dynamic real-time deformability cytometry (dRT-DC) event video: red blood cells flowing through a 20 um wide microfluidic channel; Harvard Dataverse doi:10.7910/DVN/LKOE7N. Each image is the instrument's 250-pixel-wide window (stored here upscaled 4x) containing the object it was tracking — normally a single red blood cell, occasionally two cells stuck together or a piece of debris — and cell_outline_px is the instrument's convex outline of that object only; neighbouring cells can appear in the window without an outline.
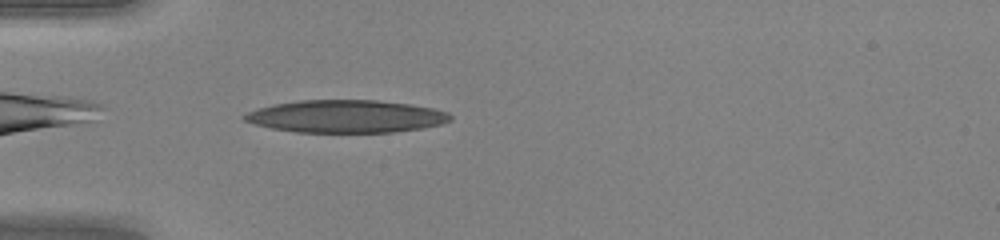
{"species": "human", "species_latin": "Homo sapiens", "temperature_condition": "warm", "stored_images_in_passage": 36, "camera_frame_rate_fps": 3000, "um_per_image_px": 0.085, "donor": {"sex": "female"}, "frame": {"image": 1, "passage_image": 2, "time_ms": 0.333, "image_size_px": [1000, 240], "cell_outline_px": [[452, 120], [440, 124], [424, 128], [392, 132], [296, 132], [272, 128], [256, 124], [244, 120], [240, 116], [256, 108], [272, 104], [300, 100], [376, 100], [408, 104], [432, 108], [448, 112], [452, 116]], "centroid_in_image_um": [29.4, 9.89], "position_along_channel_um": 55.6, "area_um2": 39.13}}
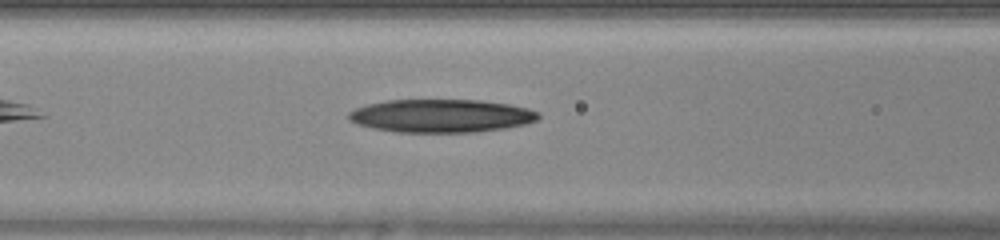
{"frame": {"image": 2, "passage_image": 8, "time_ms": 2.333, "image_size_px": [1000, 240], "cell_outline_px": [[540, 116], [536, 120], [524, 124], [504, 128], [476, 132], [396, 132], [372, 128], [348, 120], [348, 112], [356, 108], [368, 104], [384, 100], [480, 100], [508, 104], [528, 108], [540, 112]], "centroid_in_image_um": [37.49, 9.84], "position_along_channel_um": 129.1, "area_um2": 36.65}}
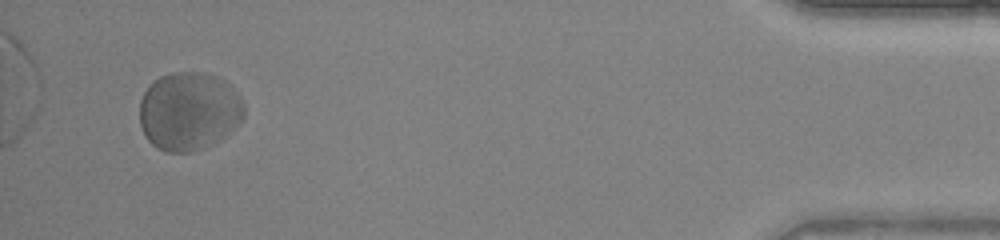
{"frame": {"image": 3, "passage_image": 34, "time_ms": 11.0, "image_size_px": [1000, 240], "cell_outline_px": [[244, 116], [240, 124], [220, 140], [204, 148], [192, 152], [164, 152], [156, 148], [144, 136], [140, 124], [140, 100], [148, 84], [152, 80], [160, 76], [172, 72], [208, 72], [224, 80], [236, 92], [244, 104]], "centroid_in_image_um": [16.05, 9.45], "position_along_channel_um": 419.2, "area_um2": 48.44}, "authors_computed_cell_mechanics": {"area_um2": 38.0035, "velocity_mm_per_s": 4.1557, "shape_relaxation_time_tau1_ms": 2.1468, "shape_relaxation_time_tau2_ms": 3.8168, "deformation_change_tau1": 0.0678, "deformation_change_tau2": 0.1405}}